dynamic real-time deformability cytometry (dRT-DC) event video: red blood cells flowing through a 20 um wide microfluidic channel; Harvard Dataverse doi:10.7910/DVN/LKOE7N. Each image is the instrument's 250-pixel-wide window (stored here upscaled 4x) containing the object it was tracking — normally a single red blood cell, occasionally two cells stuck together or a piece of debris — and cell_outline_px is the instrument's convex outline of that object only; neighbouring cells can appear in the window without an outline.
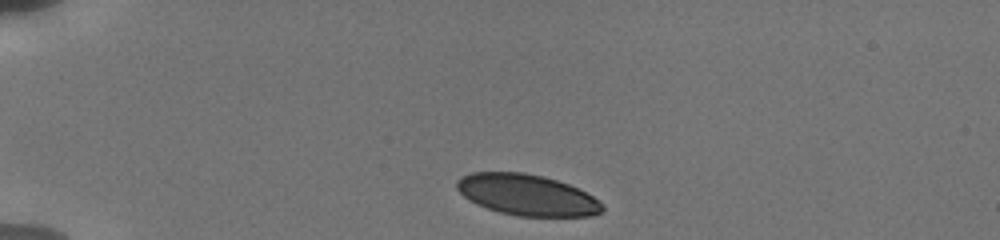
{"species": "human", "species_latin": "Homo sapiens", "temperature_condition": "cold", "stored_images_in_passage": 29, "camera_frame_rate_fps": 3000, "um_per_image_px": 0.085, "donor": {"sex": "male"}, "frame": {"image": 1, "passage_image": 1, "time_ms": 0.0, "image_size_px": [1000, 240], "cell_outline_px": [[604, 212], [588, 216], [520, 216], [500, 212], [476, 204], [464, 196], [456, 188], [456, 180], [460, 176], [472, 172], [524, 172], [544, 176], [568, 184], [592, 196], [604, 204]], "centroid_in_image_um": [44.78, 16.56], "position_along_channel_um": 40.2, "area_um2": 34.8}}
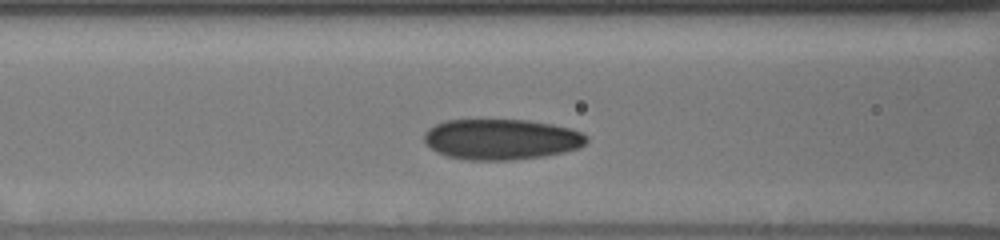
{"frame": {"image": 2, "passage_image": 13, "time_ms": 3.667, "image_size_px": [1000, 240], "cell_outline_px": [[588, 140], [580, 148], [564, 152], [544, 156], [512, 160], [468, 160], [448, 156], [436, 152], [424, 140], [424, 132], [428, 128], [444, 120], [528, 120], [552, 124], [568, 128], [580, 132], [588, 136]], "centroid_in_image_um": [42.61, 11.84], "position_along_channel_um": 124.0, "area_um2": 38.49}}
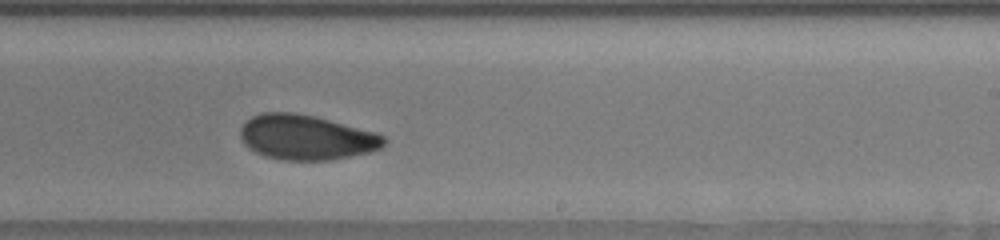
{"frame": {"image": 3, "passage_image": 22, "time_ms": 7.333, "image_size_px": [1000, 240], "cell_outline_px": [[388, 140], [380, 148], [368, 152], [328, 160], [280, 160], [264, 156], [248, 148], [240, 140], [240, 128], [244, 120], [260, 112], [292, 112], [312, 116], [376, 132], [384, 136]], "centroid_in_image_um": [25.97, 11.67], "position_along_channel_um": 263.0, "area_um2": 37.63}}